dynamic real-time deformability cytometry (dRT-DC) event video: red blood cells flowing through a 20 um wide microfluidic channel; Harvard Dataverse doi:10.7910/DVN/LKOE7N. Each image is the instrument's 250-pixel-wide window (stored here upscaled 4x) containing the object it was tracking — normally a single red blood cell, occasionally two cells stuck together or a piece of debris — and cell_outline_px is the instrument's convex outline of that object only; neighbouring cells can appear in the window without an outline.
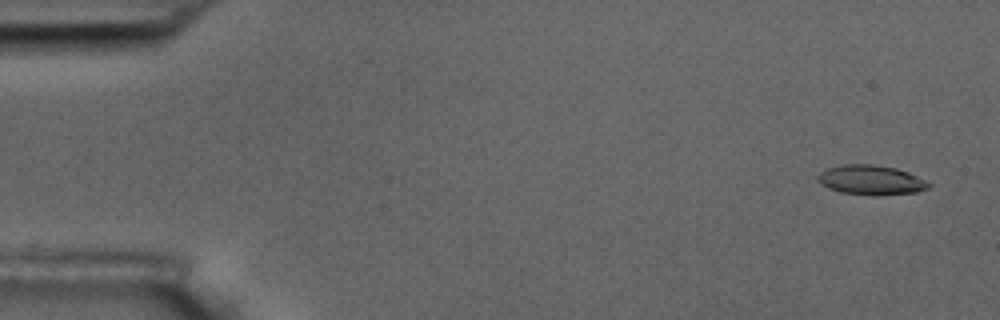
{"species": "common noctule bat (a hibernating species)", "species_latin": "Nyctalus noctula", "temperature_condition": "room temperature", "stored_images_in_passage": 5, "camera_frame_rate_fps": 3000, "um_per_image_px": 0.085, "animal": {"sex": "male", "body_mass_g": 17.5, "forearm_length_mm": 52.3}, "frame": {"image": 1, "passage_image": 1, "time_ms": 0.0, "image_size_px": [1000, 320], "cell_outline_px": [[932, 184], [928, 188], [916, 192], [876, 196], [840, 192], [828, 188], [820, 184], [816, 180], [816, 176], [820, 172], [828, 168], [844, 164], [872, 164], [896, 168], [908, 172]], "centroid_in_image_um": [74.0, 15.3], "position_along_channel_um": 11.0, "area_um2": 19.25}}
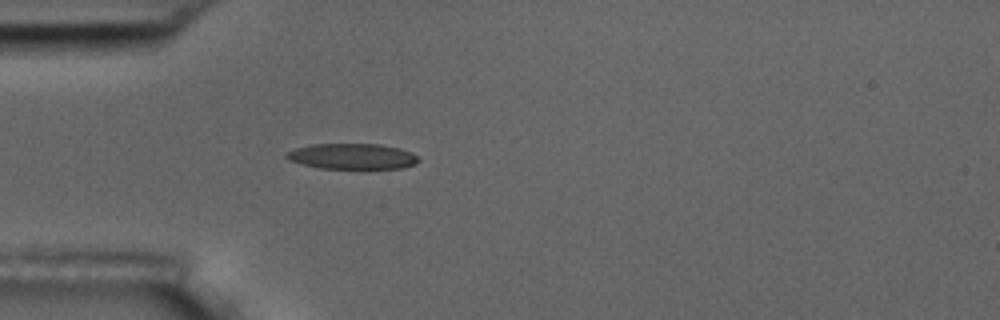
{"frame": {"image": 2, "passage_image": 5, "time_ms": 4.667, "image_size_px": [1000, 320], "cell_outline_px": [[420, 160], [416, 164], [404, 168], [320, 168], [300, 164], [288, 160], [284, 156], [288, 152], [296, 148], [312, 144], [380, 144], [400, 148], [412, 152]], "centroid_in_image_um": [29.95, 13.29], "position_along_channel_um": 55.0, "area_um2": 19.77}}